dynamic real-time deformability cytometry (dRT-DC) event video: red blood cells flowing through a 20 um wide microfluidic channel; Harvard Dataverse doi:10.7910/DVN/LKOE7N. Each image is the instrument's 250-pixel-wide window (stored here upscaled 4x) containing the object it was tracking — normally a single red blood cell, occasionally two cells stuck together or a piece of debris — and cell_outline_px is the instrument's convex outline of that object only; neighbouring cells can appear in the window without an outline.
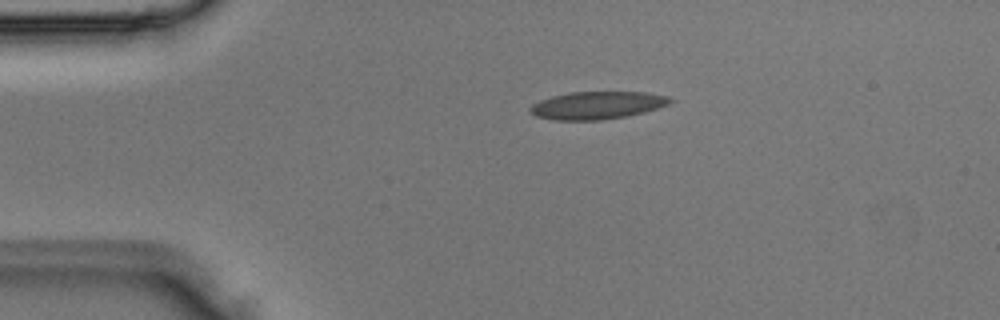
{"species": "Egyptian fruit bat (a non-hibernating species)", "species_latin": "Rousettus aegyptiacus", "temperature_condition": "room temperature", "stored_images_in_passage": 2, "camera_frame_rate_fps": 3000, "um_per_image_px": 0.085, "animal": {"sex": "male"}, "frame": {"image": 1, "passage_image": 2, "time_ms": 0.333, "image_size_px": [1000, 320], "cell_outline_px": [[676, 100], [668, 104], [644, 112], [628, 116], [600, 120], [556, 120], [536, 116], [528, 112], [528, 108], [532, 104], [540, 100], [552, 96], [568, 92], [644, 92], [668, 96]], "centroid_in_image_um": [50.74, 8.95], "position_along_channel_um": 34.3, "area_um2": 22.66}}